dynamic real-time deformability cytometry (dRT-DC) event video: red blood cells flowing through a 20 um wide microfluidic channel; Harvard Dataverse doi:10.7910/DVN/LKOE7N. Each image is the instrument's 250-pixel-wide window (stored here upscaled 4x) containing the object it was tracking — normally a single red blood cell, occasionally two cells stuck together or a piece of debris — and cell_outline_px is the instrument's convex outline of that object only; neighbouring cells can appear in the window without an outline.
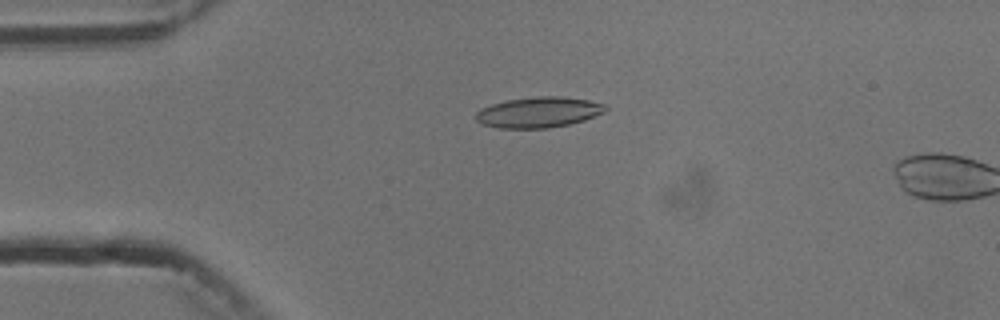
{"species": "common noctule bat (a hibernating species)", "species_latin": "Nyctalus noctula", "temperature_condition": "cold", "stored_images_in_passage": 3, "camera_frame_rate_fps": 3000, "um_per_image_px": 0.085, "animal": {"sex": "male", "body_mass_g": 13.3}, "frame": {"image": 1, "passage_image": 2, "time_ms": 1.0, "image_size_px": [1000, 320], "cell_outline_px": [[608, 108], [604, 112], [584, 120], [568, 124], [548, 128], [500, 128], [484, 124], [476, 120], [476, 112], [480, 108], [492, 104], [508, 100], [536, 96], [560, 96], [588, 100], [604, 104]], "centroid_in_image_um": [45.78, 9.54], "position_along_channel_um": 39.2, "area_um2": 22.95}}